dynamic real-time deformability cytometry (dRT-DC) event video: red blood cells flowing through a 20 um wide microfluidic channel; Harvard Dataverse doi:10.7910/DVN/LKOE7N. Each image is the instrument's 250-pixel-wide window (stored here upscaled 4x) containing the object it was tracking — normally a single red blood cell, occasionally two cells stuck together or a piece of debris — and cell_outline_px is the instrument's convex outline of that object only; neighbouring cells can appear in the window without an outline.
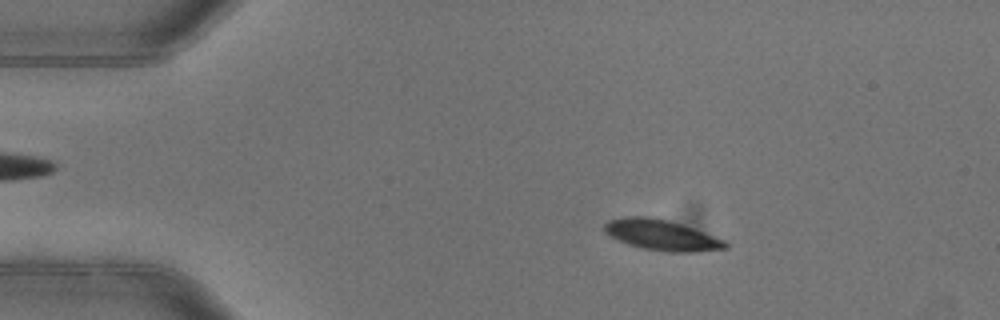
{"species": "common noctule bat (a hibernating species)", "species_latin": "Nyctalus noctula", "temperature_condition": "warm", "stored_images_in_passage": 7, "camera_frame_rate_fps": 3000, "um_per_image_px": 0.085, "animal": {"sex": "female"}, "frame": {"image": 1, "passage_image": 2, "time_ms": 0.333, "image_size_px": [1000, 320], "cell_outline_px": [[728, 248], [700, 252], [664, 252], [644, 248], [628, 244], [604, 232], [604, 224], [608, 220], [624, 216], [648, 216], [668, 220], [704, 232], [724, 240], [728, 244]], "centroid_in_image_um": [56.24, 19.98], "position_along_channel_um": 28.8, "area_um2": 21.5}}
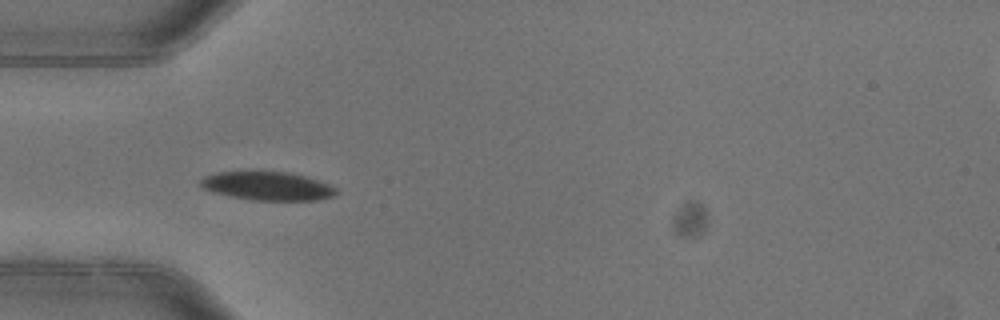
{"frame": {"image": 2, "passage_image": 4, "time_ms": 1.0, "image_size_px": [1000, 320], "cell_outline_px": [[336, 196], [320, 200], [252, 200], [228, 196], [212, 192], [204, 188], [200, 184], [200, 180], [204, 176], [216, 172], [288, 172], [304, 176], [328, 184], [336, 188]], "centroid_in_image_um": [22.73, 15.82], "position_along_channel_um": 62.3, "area_um2": 22.48}}